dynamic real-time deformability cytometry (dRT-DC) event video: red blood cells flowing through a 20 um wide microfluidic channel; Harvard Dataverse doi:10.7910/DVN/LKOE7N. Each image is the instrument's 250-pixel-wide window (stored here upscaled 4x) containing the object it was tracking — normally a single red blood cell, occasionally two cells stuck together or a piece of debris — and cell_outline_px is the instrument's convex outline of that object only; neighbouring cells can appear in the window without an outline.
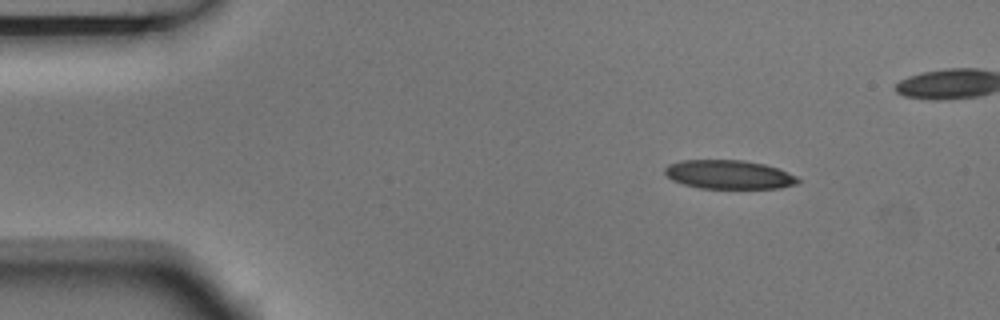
{"species": "Egyptian fruit bat (a non-hibernating species)", "species_latin": "Rousettus aegyptiacus", "temperature_condition": "room temperature", "stored_images_in_passage": 6, "camera_frame_rate_fps": 3000, "um_per_image_px": 0.085, "animal": {"sex": "male"}, "frame": {"image": 1, "passage_image": 3, "time_ms": 0.667, "image_size_px": [1000, 320], "cell_outline_px": [[800, 180], [796, 184], [780, 188], [700, 188], [684, 184], [672, 180], [664, 172], [664, 168], [668, 164], [680, 160], [744, 160], [764, 164], [788, 172], [796, 176]], "centroid_in_image_um": [61.94, 14.83], "position_along_channel_um": 23.1, "area_um2": 22.31}}